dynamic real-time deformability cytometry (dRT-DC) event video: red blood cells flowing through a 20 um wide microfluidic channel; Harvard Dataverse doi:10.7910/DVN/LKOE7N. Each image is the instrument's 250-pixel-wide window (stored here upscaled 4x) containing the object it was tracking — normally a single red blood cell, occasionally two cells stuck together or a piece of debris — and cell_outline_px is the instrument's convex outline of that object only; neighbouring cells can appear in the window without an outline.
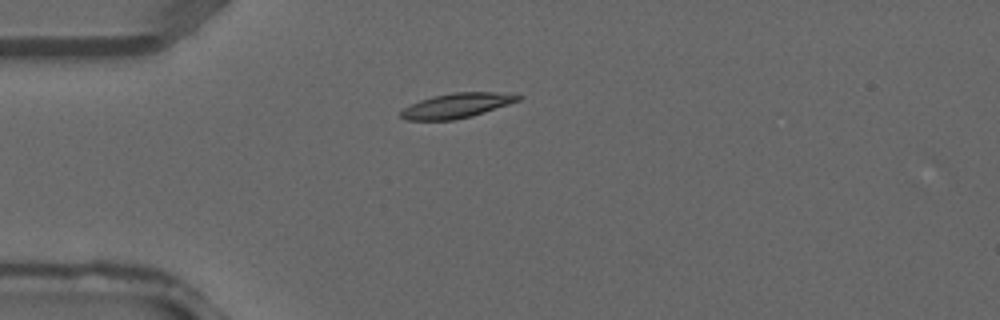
{"species": "common noctule bat (a hibernating species)", "species_latin": "Nyctalus noctula", "temperature_condition": "warm", "stored_images_in_passage": 2, "camera_frame_rate_fps": 3000, "um_per_image_px": 0.085, "animal": {"sex": "male", "forearm_length_mm": 52.5}, "frame": {"image": 1, "passage_image": 2, "time_ms": 0.333, "image_size_px": [1000, 320], "cell_outline_px": [[524, 96], [520, 100], [472, 116], [452, 120], [408, 120], [400, 116], [400, 112], [404, 108], [420, 100], [432, 96], [452, 92], [496, 92]], "centroid_in_image_um": [38.82, 8.97], "position_along_channel_um": 46.2, "area_um2": 16.76}}